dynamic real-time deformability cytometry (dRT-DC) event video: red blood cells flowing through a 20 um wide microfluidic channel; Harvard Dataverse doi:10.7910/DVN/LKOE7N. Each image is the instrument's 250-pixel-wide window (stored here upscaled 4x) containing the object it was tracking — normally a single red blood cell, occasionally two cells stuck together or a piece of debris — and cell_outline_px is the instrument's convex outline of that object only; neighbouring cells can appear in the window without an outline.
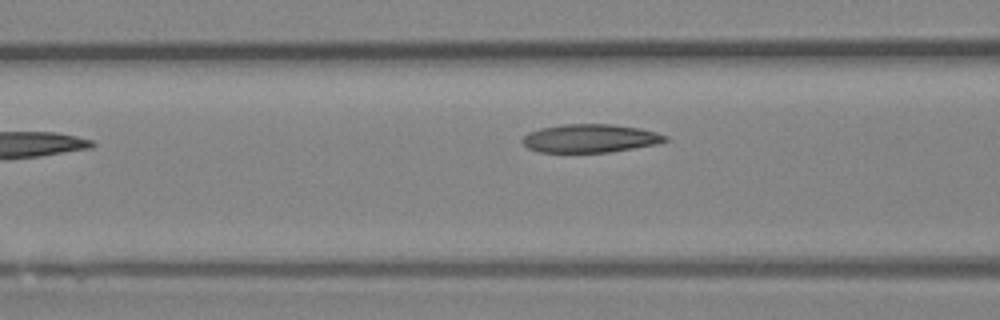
{"species": "Egyptian fruit bat (a non-hibernating species)", "species_latin": "Rousettus aegyptiacus", "temperature_condition": "room temperature", "stored_images_in_passage": 7, "camera_frame_rate_fps": 3000, "um_per_image_px": 0.085, "animal": {"sex": "female"}, "frame": {"image": 1, "passage_image": 6, "time_ms": 1.667, "image_size_px": [1000, 320], "cell_outline_px": [[668, 140], [656, 144], [608, 152], [540, 152], [528, 148], [520, 140], [528, 132], [540, 128], [560, 124], [612, 124], [640, 128], [656, 132], [668, 136]], "centroid_in_image_um": [50.14, 11.75], "position_along_channel_um": 116.5, "area_um2": 23.58}}
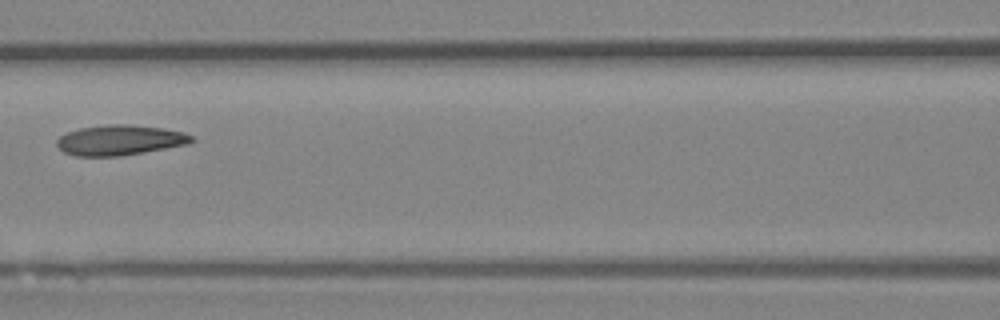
{"frame": {"image": 2, "passage_image": 7, "time_ms": 2.0, "image_size_px": [1000, 320], "cell_outline_px": [[196, 140], [188, 144], [120, 156], [76, 156], [64, 152], [56, 144], [56, 140], [60, 136], [68, 132], [80, 128], [108, 124], [128, 124], [160, 128], [184, 132], [192, 136]], "centroid_in_image_um": [10.18, 11.91], "position_along_channel_um": 156.4, "area_um2": 23.58}}